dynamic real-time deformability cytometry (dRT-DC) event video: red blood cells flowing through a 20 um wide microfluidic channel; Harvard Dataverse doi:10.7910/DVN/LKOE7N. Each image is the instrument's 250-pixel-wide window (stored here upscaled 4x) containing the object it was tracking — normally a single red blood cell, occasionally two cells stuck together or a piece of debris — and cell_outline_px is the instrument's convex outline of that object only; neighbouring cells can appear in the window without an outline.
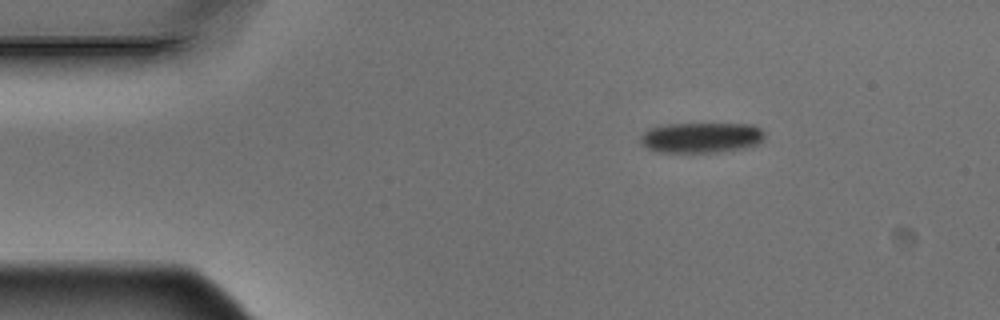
{"species": "Egyptian fruit bat (a non-hibernating species)", "species_latin": "Rousettus aegyptiacus", "temperature_condition": "warm", "stored_images_in_passage": 4, "camera_frame_rate_fps": 3000, "um_per_image_px": 0.085, "animal": {"sex": "male"}, "frame": {"image": 1, "passage_image": 1, "time_ms": 0.0, "image_size_px": [1000, 320], "cell_outline_px": [[764, 140], [756, 144], [744, 148], [716, 152], [660, 152], [648, 148], [640, 140], [640, 136], [644, 132], [652, 128], [668, 124], [756, 124], [764, 132]], "centroid_in_image_um": [59.66, 11.69], "position_along_channel_um": 25.3, "area_um2": 21.85}}
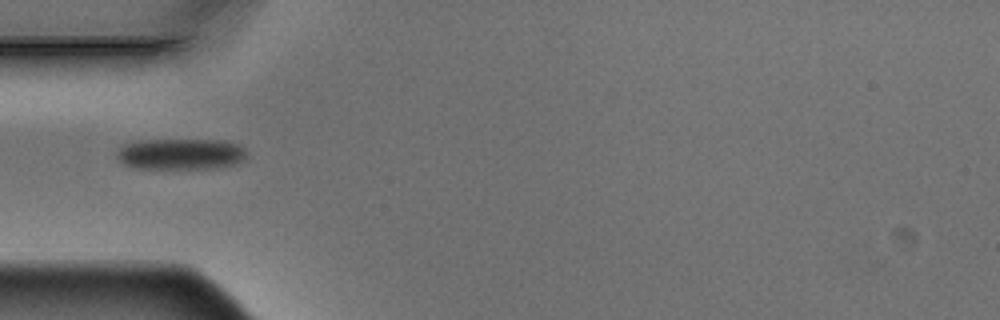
{"frame": {"image": 2, "passage_image": 3, "time_ms": 0.667, "image_size_px": [1000, 320], "cell_outline_px": [[244, 156], [240, 160], [232, 164], [216, 168], [132, 168], [120, 164], [116, 160], [116, 152], [124, 144], [136, 140], [224, 140], [236, 144], [244, 148]], "centroid_in_image_um": [15.23, 13.09], "position_along_channel_um": 69.8, "area_um2": 23.52}}
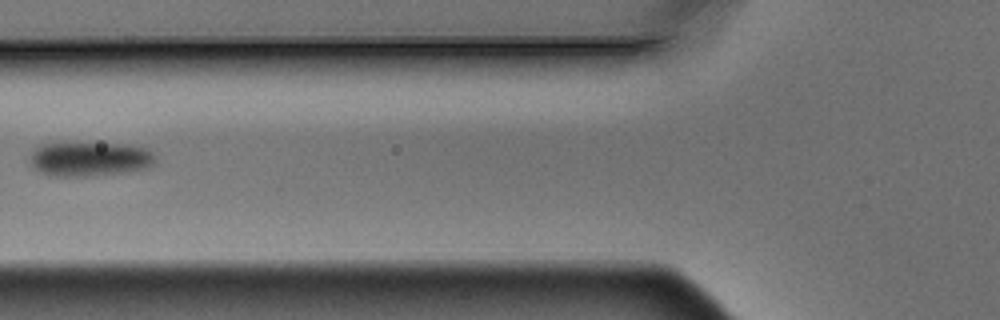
{"frame": {"image": 3, "passage_image": 4, "time_ms": 1.0, "image_size_px": [1000, 320], "cell_outline_px": [[156, 160], [148, 168], [128, 172], [88, 176], [56, 176], [40, 172], [32, 164], [32, 152], [40, 144], [128, 144], [148, 148], [156, 156]], "centroid_in_image_um": [7.72, 13.52], "position_along_channel_um": 118.1, "area_um2": 24.85}}